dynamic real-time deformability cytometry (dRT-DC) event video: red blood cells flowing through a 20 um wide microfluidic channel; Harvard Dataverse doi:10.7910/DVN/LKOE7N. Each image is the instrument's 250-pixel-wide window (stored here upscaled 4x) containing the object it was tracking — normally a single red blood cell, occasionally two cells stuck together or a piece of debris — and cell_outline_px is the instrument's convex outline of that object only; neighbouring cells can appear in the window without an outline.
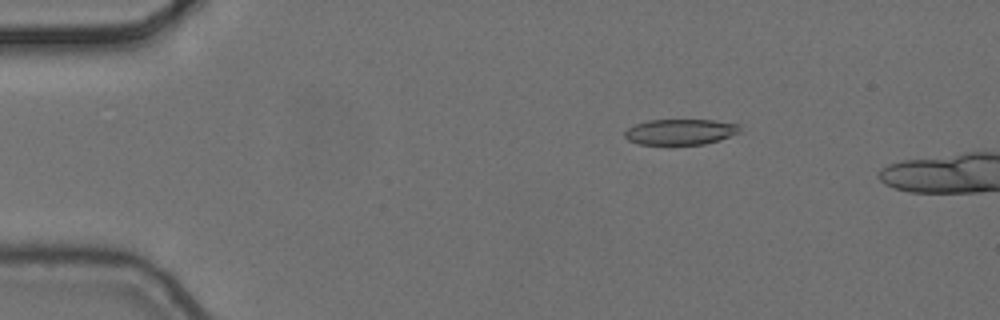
{"species": "common noctule bat (a hibernating species)", "species_latin": "Nyctalus noctula", "temperature_condition": "cold", "stored_images_in_passage": 5, "camera_frame_rate_fps": 3000, "um_per_image_px": 0.085, "animal": {"sex": "female", "body_mass_g": 24.6, "forearm_length_mm": 56.2}, "frame": {"image": 1, "passage_image": 3, "time_ms": 0.667, "image_size_px": [1000, 320], "cell_outline_px": [[744, 132], [720, 140], [704, 144], [640, 144], [628, 140], [624, 136], [624, 132], [628, 128], [636, 124], [648, 120], [712, 120], [740, 124]], "centroid_in_image_um": [57.91, 11.2], "position_along_channel_um": 27.1, "area_um2": 17.4}}